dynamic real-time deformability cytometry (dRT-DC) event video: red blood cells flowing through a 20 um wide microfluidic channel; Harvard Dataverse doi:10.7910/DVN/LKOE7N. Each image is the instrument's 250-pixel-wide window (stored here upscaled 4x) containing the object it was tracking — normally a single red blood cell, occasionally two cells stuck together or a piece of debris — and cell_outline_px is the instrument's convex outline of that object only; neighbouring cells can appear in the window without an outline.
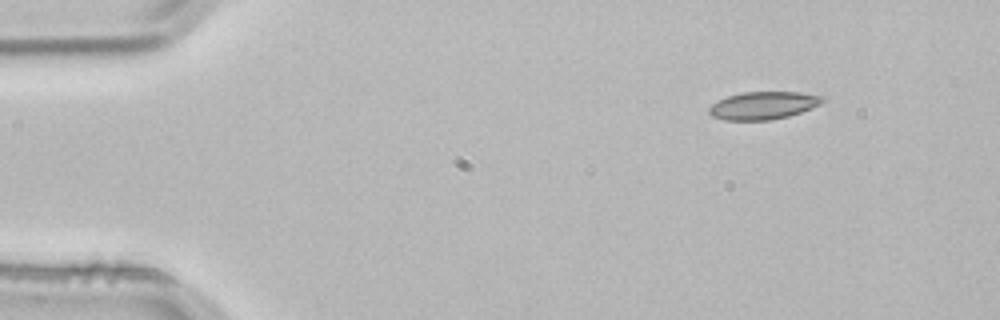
{"species": "common noctule bat (a hibernating species)", "species_latin": "Nyctalus noctula", "temperature_condition": "room temperature", "stored_images_in_passage": 4, "camera_frame_rate_fps": 3000, "um_per_image_px": 0.085, "animal": {"sex": "male", "body_mass_g": 21.5, "forearm_length_mm": 52.0}, "frame": {"image": 1, "passage_image": 1, "time_ms": 0.0, "image_size_px": [1000, 320], "cell_outline_px": [[828, 96], [820, 104], [812, 108], [788, 116], [768, 120], [724, 120], [712, 116], [708, 112], [708, 108], [712, 104], [728, 96], [740, 92], [800, 92]], "centroid_in_image_um": [64.91, 8.95], "position_along_channel_um": 20.1, "area_um2": 18.38}}